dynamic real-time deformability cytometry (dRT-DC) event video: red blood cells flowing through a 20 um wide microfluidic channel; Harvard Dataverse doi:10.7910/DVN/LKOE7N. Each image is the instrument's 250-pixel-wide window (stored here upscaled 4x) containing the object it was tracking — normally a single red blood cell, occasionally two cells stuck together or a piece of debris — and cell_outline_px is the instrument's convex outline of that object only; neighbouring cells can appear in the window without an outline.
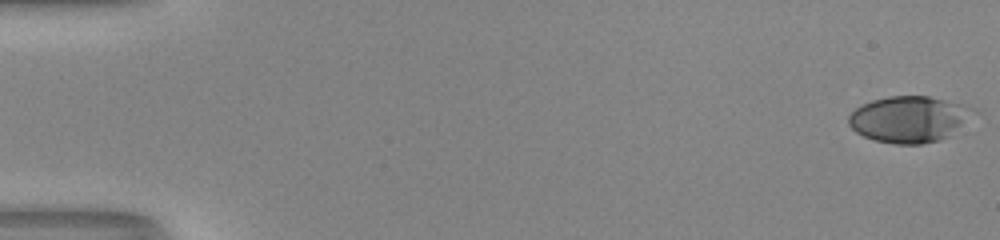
{"species": "human", "species_latin": "Homo sapiens", "temperature_condition": "room temperature", "stored_images_in_passage": 54, "camera_frame_rate_fps": 3000, "um_per_image_px": 0.085, "donor": {"sex": "male"}, "frame": {"image": 1, "passage_image": 1, "time_ms": 0.0, "image_size_px": [1000, 240], "cell_outline_px": [[980, 112], [948, 136], [940, 140], [920, 144], [896, 144], [876, 140], [864, 136], [856, 132], [848, 124], [848, 116], [856, 108], [872, 100], [888, 96], [928, 96], [964, 104]], "centroid_in_image_um": [77.32, 10.12], "position_along_channel_um": 7.7, "area_um2": 33.7}}
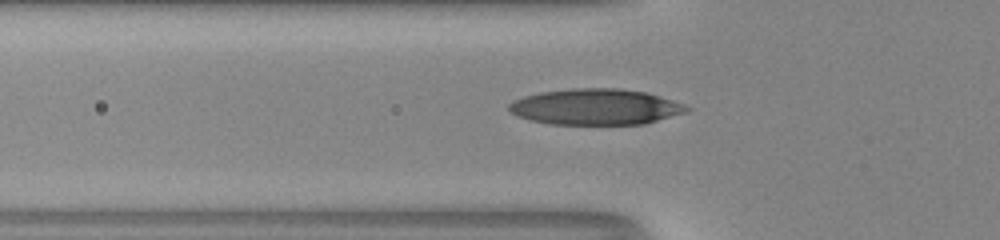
{"frame": {"image": 2, "passage_image": 20, "time_ms": 6.333, "image_size_px": [1000, 240], "cell_outline_px": [[692, 108], [688, 112], [644, 124], [552, 124], [532, 120], [516, 116], [508, 108], [508, 104], [512, 100], [524, 96], [540, 92], [572, 88], [620, 88], [644, 92], [660, 96], [684, 104]], "centroid_in_image_um": [50.64, 9.08], "position_along_channel_um": 75.2, "area_um2": 37.28}}
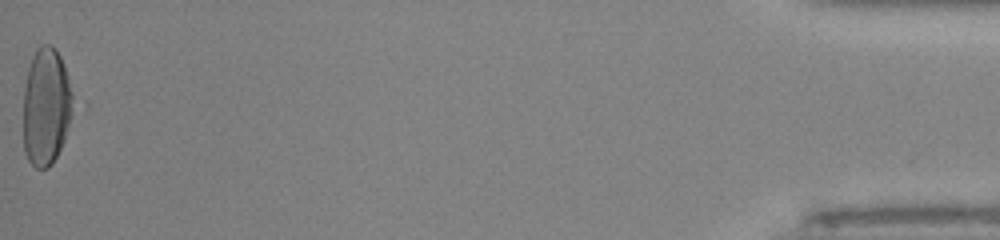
{"frame": {"image": 3, "passage_image": 54, "time_ms": 17.667, "image_size_px": [1000, 240], "cell_outline_px": [[72, 112], [64, 140], [52, 164], [48, 168], [36, 168], [28, 160], [24, 152], [24, 88], [28, 68], [32, 56], [36, 48], [40, 44], [48, 44], [56, 48], [64, 64], [68, 76], [72, 96]], "centroid_in_image_um": [3.91, 9.04], "position_along_channel_um": 431.3, "area_um2": 33.99}, "authors_computed_cell_mechanics": {"area_um2": 33.9864, "velocity_mm_per_s": 4.0175, "shape_relaxation_time_tau1_ms": 5.3787, "shape_relaxation_time_tau2_ms": 1.0048, "deformation_change_tau1": 0.2315, "deformation_change_tau2": 0.0675}}